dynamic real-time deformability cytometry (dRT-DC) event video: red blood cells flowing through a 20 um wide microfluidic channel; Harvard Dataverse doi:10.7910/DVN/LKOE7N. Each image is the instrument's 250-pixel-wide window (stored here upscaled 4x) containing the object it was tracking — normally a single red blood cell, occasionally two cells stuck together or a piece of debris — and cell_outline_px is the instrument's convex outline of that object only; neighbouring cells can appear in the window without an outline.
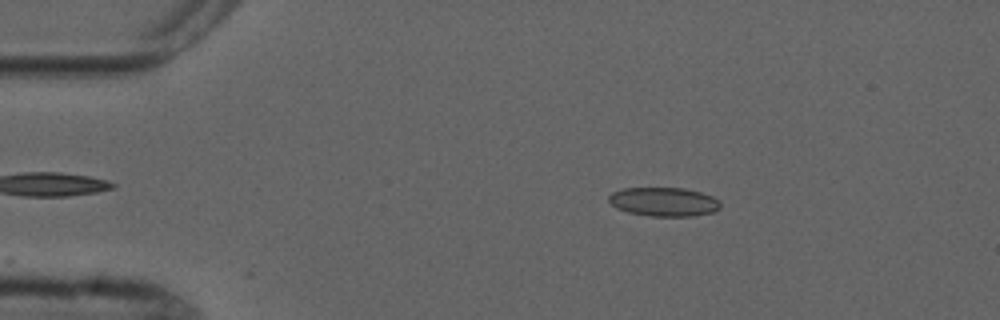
{"species": "common noctule bat (a hibernating species)", "species_latin": "Nyctalus noctula", "temperature_condition": "cold", "stored_images_in_passage": 10, "camera_frame_rate_fps": 3000, "um_per_image_px": 0.085, "animal": {"sex": "male", "forearm_length_mm": 52.5}, "frame": {"image": 1, "passage_image": 2, "time_ms": 1.667, "image_size_px": [1000, 320], "cell_outline_px": [[720, 208], [712, 212], [692, 216], [652, 216], [628, 212], [616, 208], [608, 200], [608, 196], [612, 192], [624, 188], [684, 188], [700, 192], [712, 196], [720, 200]], "centroid_in_image_um": [56.42, 17.15], "position_along_channel_um": 28.6, "area_um2": 18.79}}
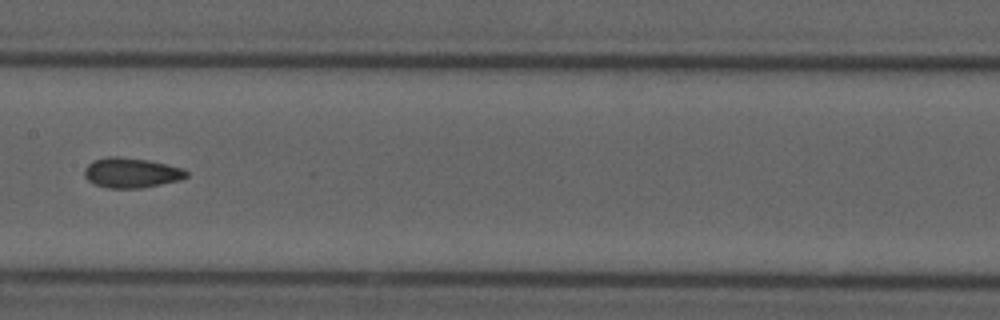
{"frame": {"image": 2, "passage_image": 7, "time_ms": 7.667, "image_size_px": [1000, 320], "cell_outline_px": [[188, 176], [180, 180], [140, 188], [108, 188], [96, 184], [88, 180], [84, 176], [84, 168], [92, 160], [108, 156], [116, 156], [148, 160], [168, 164], [184, 168], [188, 172]], "centroid_in_image_um": [11.16, 14.67], "position_along_channel_um": 196.2, "area_um2": 17.92}}
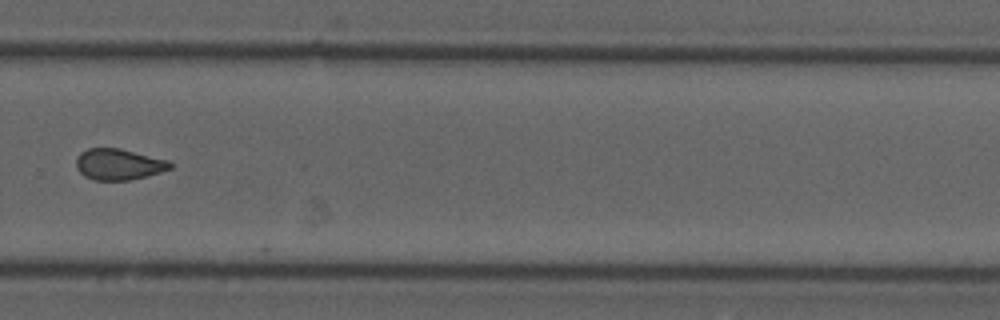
{"frame": {"image": 3, "passage_image": 10, "time_ms": 11.0, "image_size_px": [1000, 320], "cell_outline_px": [[172, 168], [148, 176], [128, 180], [92, 180], [84, 176], [76, 168], [76, 160], [80, 152], [88, 148], [120, 148], [168, 160], [172, 164]], "centroid_in_image_um": [10.07, 13.97], "position_along_channel_um": 319.7, "area_um2": 17.11}}